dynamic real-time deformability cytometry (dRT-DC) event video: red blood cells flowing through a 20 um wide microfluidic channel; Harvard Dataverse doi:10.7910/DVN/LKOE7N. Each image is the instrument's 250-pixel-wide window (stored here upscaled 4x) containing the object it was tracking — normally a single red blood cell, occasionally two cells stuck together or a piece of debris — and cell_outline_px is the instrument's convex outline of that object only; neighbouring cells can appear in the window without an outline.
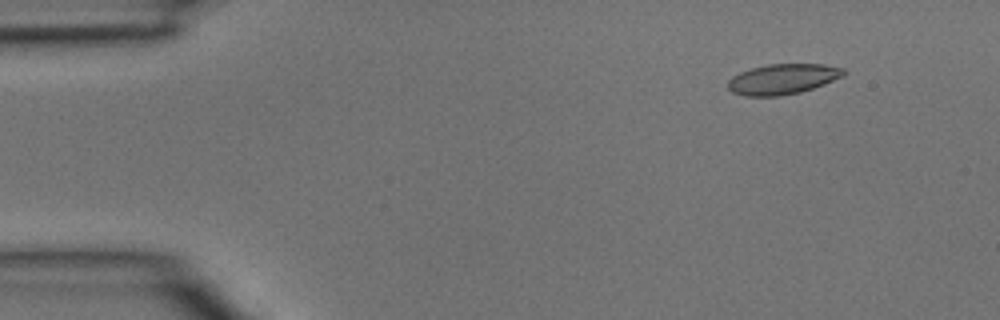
{"species": "common noctule bat (a hibernating species)", "species_latin": "Nyctalus noctula", "temperature_condition": "room temperature", "stored_images_in_passage": 45, "camera_frame_rate_fps": 3000, "um_per_image_px": 0.085, "animal": {"sex": "male", "body_mass_g": 15.6}, "frame": {"image": 1, "passage_image": 5, "time_ms": 1.333, "image_size_px": [1000, 320], "cell_outline_px": [[848, 72], [824, 84], [800, 92], [780, 96], [744, 96], [732, 92], [728, 88], [728, 80], [732, 76], [740, 72], [752, 68], [768, 64], [824, 64], [844, 68]], "centroid_in_image_um": [66.51, 6.72], "position_along_channel_um": 18.5, "area_um2": 20.4}}
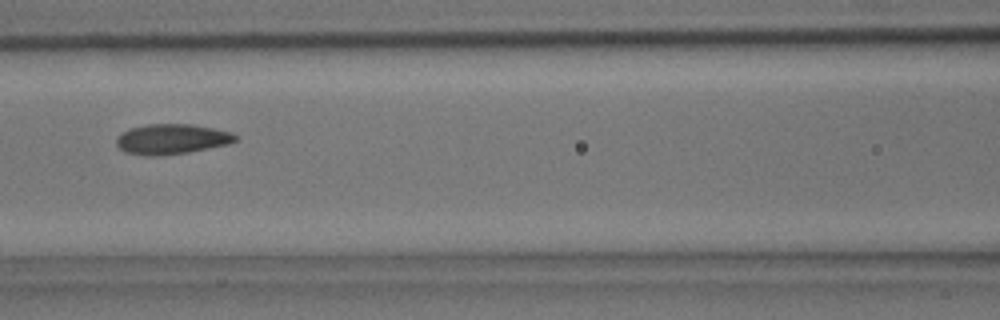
{"frame": {"image": 2, "passage_image": 20, "time_ms": 6.333, "image_size_px": [1000, 320], "cell_outline_px": [[236, 140], [228, 144], [188, 152], [160, 156], [144, 156], [124, 152], [116, 144], [116, 136], [132, 128], [148, 124], [192, 124], [232, 132], [236, 136]], "centroid_in_image_um": [14.57, 11.83], "position_along_channel_um": 152.0, "area_um2": 20.87}}
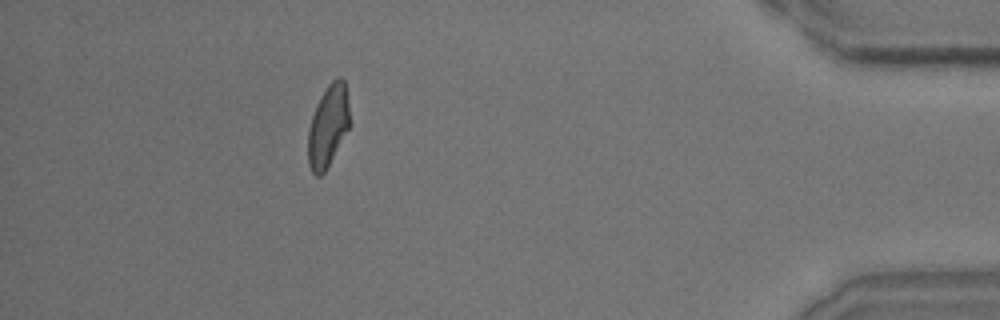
{"frame": {"image": 3, "passage_image": 41, "time_ms": 13.333, "image_size_px": [1000, 320], "cell_outline_px": [[348, 128], [324, 172], [320, 176], [316, 176], [312, 172], [308, 164], [308, 128], [316, 104], [320, 96], [328, 84], [336, 76], [340, 76], [344, 80], [348, 104]], "centroid_in_image_um": [27.85, 10.68], "position_along_channel_um": 407.4, "area_um2": 19.48}}